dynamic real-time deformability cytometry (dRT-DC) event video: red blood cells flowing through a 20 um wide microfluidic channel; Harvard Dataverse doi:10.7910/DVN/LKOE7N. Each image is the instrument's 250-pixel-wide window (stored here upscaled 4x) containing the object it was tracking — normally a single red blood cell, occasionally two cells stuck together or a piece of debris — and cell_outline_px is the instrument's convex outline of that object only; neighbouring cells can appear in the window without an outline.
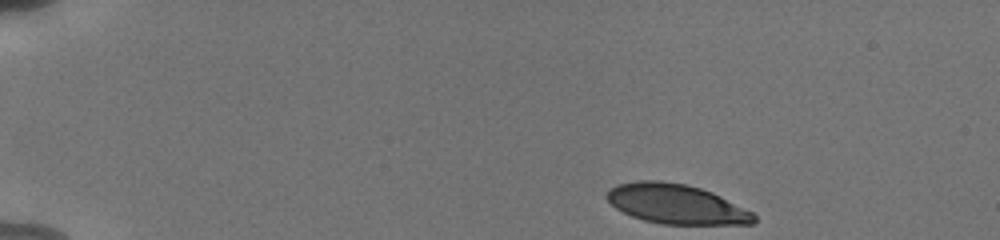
{"species": "human", "species_latin": "Homo sapiens", "temperature_condition": "cold", "stored_images_in_passage": 47, "camera_frame_rate_fps": 3000, "um_per_image_px": 0.085, "donor": {"sex": "male"}, "frame": {"image": 1, "passage_image": 1, "time_ms": 0.0, "image_size_px": [1000, 240], "cell_outline_px": [[756, 220], [752, 224], [664, 224], [644, 220], [632, 216], [616, 208], [604, 196], [616, 184], [636, 180], [660, 180], [688, 184], [712, 192], [752, 212], [756, 216]], "centroid_in_image_um": [57.46, 17.33], "position_along_channel_um": 27.5, "area_um2": 33.87}}
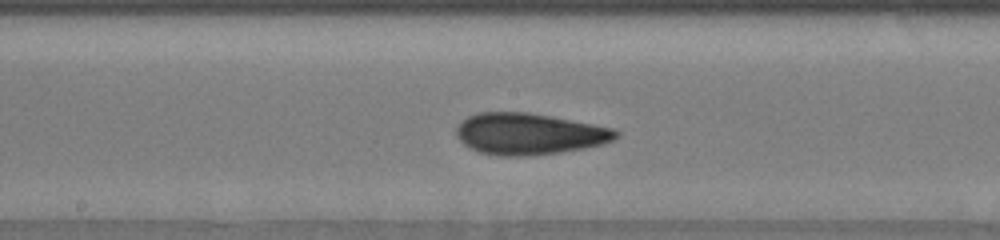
{"frame": {"image": 2, "passage_image": 23, "time_ms": 7.333, "image_size_px": [1000, 240], "cell_outline_px": [[620, 136], [612, 140], [600, 144], [580, 148], [556, 152], [524, 156], [500, 156], [480, 152], [464, 144], [456, 136], [456, 128], [468, 116], [476, 112], [528, 112], [616, 128], [620, 132]], "centroid_in_image_um": [44.97, 11.36], "position_along_channel_um": 203.2, "area_um2": 38.21}}
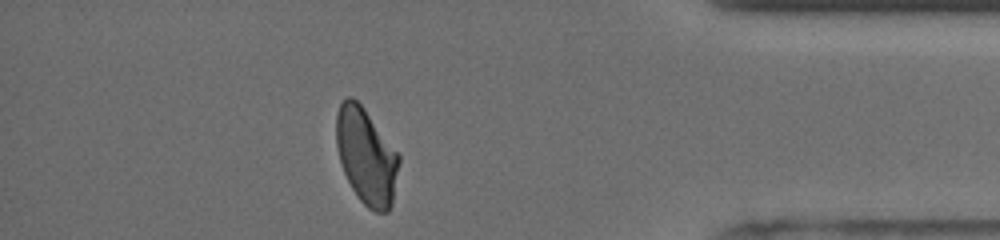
{"frame": {"image": 3, "passage_image": 41, "time_ms": 13.333, "image_size_px": [1000, 240], "cell_outline_px": [[400, 160], [392, 204], [388, 212], [376, 212], [368, 208], [360, 200], [352, 188], [344, 172], [340, 160], [336, 144], [336, 116], [340, 104], [348, 96], [352, 96], [364, 108], [400, 156]], "centroid_in_image_um": [31.13, 13.29], "position_along_channel_um": 404.1, "area_um2": 34.74}, "authors_computed_cell_mechanics": {"area_um2": 36.8186, "velocity_mm_per_s": 3.8071, "shape_relaxation_time_tau1_ms": 6.4983, "shape_relaxation_time_tau2_ms": 1.695, "deformation_change_tau1": 0.1929, "deformation_change_tau2": 0.0758}}